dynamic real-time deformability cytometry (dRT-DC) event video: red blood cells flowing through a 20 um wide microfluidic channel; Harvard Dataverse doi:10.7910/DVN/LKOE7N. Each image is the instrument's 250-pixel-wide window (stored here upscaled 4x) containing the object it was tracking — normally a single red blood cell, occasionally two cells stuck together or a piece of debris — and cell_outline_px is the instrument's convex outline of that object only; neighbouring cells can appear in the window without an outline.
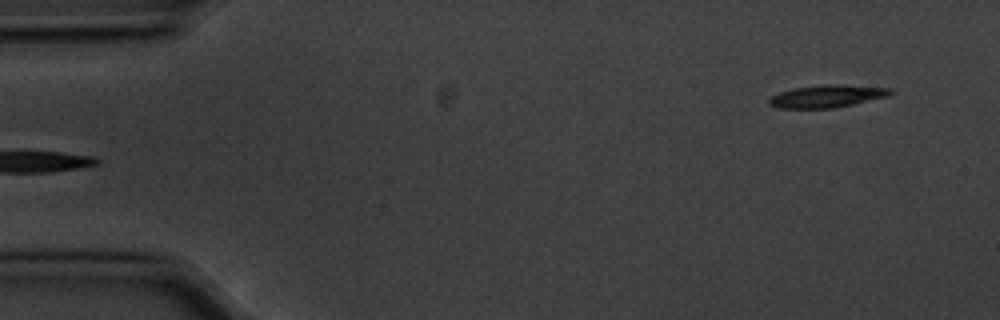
{"species": "common noctule bat (a hibernating species)", "species_latin": "Nyctalus noctula", "temperature_condition": "cold", "stored_images_in_passage": 4, "segment_of_instrument_passage": [2, 2], "camera_frame_rate_fps": 3000, "um_per_image_px": 0.085, "animal": {"sex": "male", "body_mass_g": 20.1, "forearm_length_mm": 53.5}, "frame": {"image": 1, "passage_image": 4, "time_ms": 1.0, "image_size_px": [1000, 320], "cell_outline_px": [[896, 92], [888, 96], [836, 108], [776, 108], [768, 104], [768, 100], [772, 96], [780, 92], [792, 88], [824, 84], [836, 84], [892, 88]], "centroid_in_image_um": [70.31, 8.17], "position_along_channel_um": 14.7, "area_um2": 16.07}}